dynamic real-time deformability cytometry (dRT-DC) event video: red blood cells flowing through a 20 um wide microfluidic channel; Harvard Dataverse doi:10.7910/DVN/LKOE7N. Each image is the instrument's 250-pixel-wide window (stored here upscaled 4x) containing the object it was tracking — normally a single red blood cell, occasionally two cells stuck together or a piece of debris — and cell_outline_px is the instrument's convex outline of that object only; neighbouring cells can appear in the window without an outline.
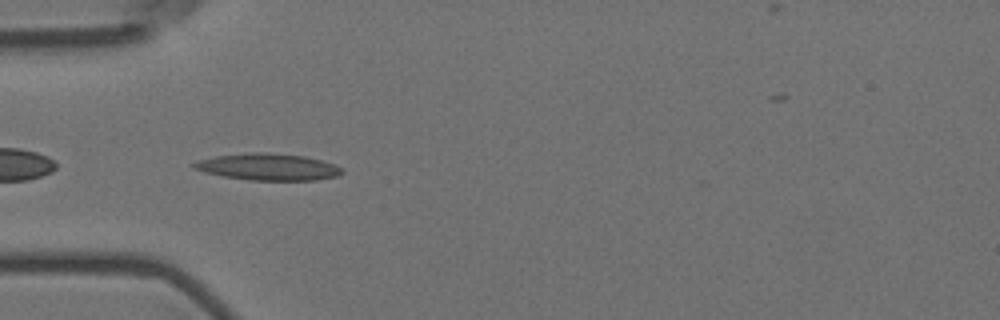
{"species": "Egyptian fruit bat (a non-hibernating species)", "species_latin": "Rousettus aegyptiacus", "temperature_condition": "room temperature", "stored_images_in_passage": 40, "camera_frame_rate_fps": 3000, "um_per_image_px": 0.085, "animal": {"sex": "female"}, "frame": {"image": 1, "passage_image": 2, "time_ms": 0.333, "image_size_px": [1000, 320], "cell_outline_px": [[344, 172], [336, 176], [316, 180], [248, 180], [224, 176], [204, 172], [192, 168], [188, 164], [196, 160], [216, 156], [252, 152], [264, 152], [304, 156], [336, 164], [344, 168]], "centroid_in_image_um": [22.76, 14.18], "position_along_channel_um": 62.2, "area_um2": 23.24}}
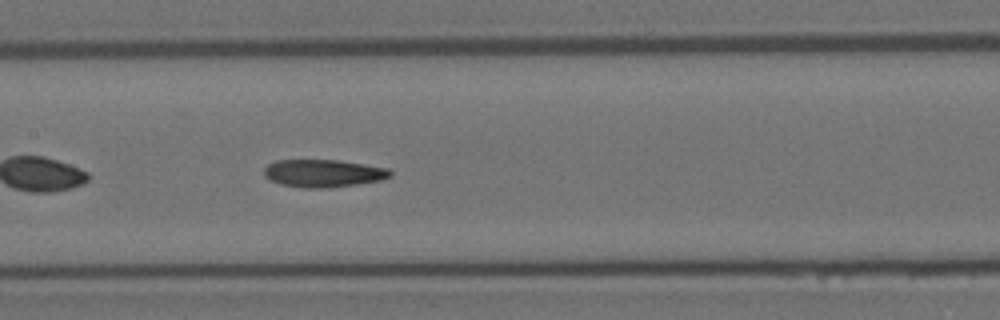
{"frame": {"image": 2, "passage_image": 12, "time_ms": 3.667, "image_size_px": [1000, 320], "cell_outline_px": [[392, 176], [380, 180], [356, 184], [328, 188], [304, 188], [280, 184], [264, 176], [264, 168], [268, 164], [276, 160], [336, 160], [388, 168], [392, 172]], "centroid_in_image_um": [27.46, 14.73], "position_along_channel_um": 179.9, "area_um2": 20.23}}
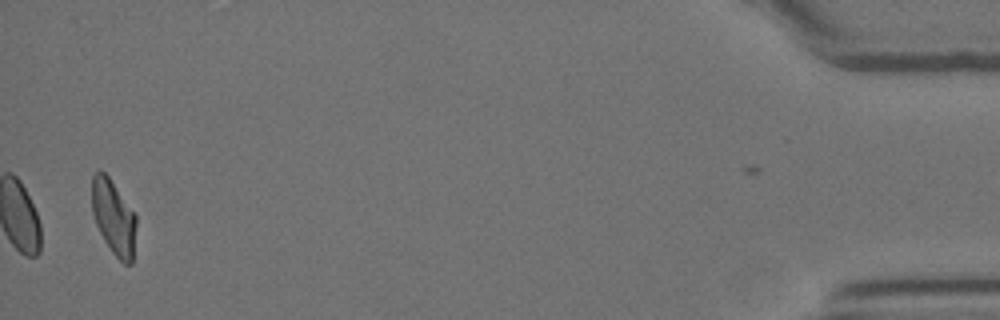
{"frame": {"image": 3, "passage_image": 40, "time_ms": 13.0, "image_size_px": [1000, 320], "cell_outline_px": [[136, 224], [132, 264], [124, 264], [112, 252], [104, 240], [96, 224], [92, 212], [92, 176], [100, 168], [108, 176], [136, 216]], "centroid_in_image_um": [9.64, 18.47], "position_along_channel_um": 425.6, "area_um2": 19.07}, "authors_computed_cell_mechanics": {"area_um2": 20.2878, "velocity_mm_per_s": 3.5647, "shape_relaxation_time_tau1_ms": null, "shape_relaxation_time_tau2_ms": 3.0813, "deformation_change_tau1": null, "deformation_change_tau2": 0.1187}}